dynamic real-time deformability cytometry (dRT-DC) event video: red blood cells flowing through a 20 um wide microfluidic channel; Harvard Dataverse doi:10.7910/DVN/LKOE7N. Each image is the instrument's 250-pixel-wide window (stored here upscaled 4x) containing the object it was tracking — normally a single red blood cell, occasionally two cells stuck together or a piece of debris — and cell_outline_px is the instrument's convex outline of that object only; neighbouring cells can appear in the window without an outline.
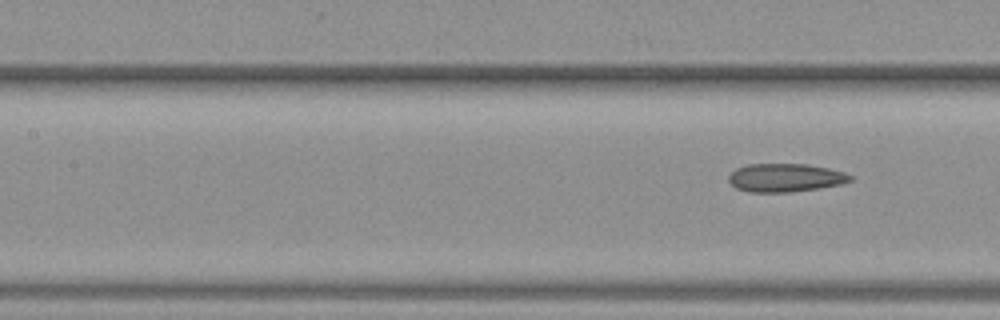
{"species": "common noctule bat (a hibernating species)", "species_latin": "Nyctalus noctula", "temperature_condition": "warm", "stored_images_in_passage": 6, "segment_of_instrument_passage": [2, 2], "camera_frame_rate_fps": 3000, "um_per_image_px": 0.085, "animal": {"sex": "female", "body_mass_g": 19.3, "forearm_length_mm": 54.1}, "frame": {"image": 1, "passage_image": 6, "time_ms": 7.0, "image_size_px": [1000, 320], "cell_outline_px": [[852, 180], [840, 184], [820, 188], [792, 192], [748, 192], [736, 188], [728, 180], [728, 176], [736, 168], [748, 164], [808, 164], [828, 168], [844, 172], [852, 176]], "centroid_in_image_um": [66.74, 15.1], "position_along_channel_um": 140.7, "area_um2": 20.11}}